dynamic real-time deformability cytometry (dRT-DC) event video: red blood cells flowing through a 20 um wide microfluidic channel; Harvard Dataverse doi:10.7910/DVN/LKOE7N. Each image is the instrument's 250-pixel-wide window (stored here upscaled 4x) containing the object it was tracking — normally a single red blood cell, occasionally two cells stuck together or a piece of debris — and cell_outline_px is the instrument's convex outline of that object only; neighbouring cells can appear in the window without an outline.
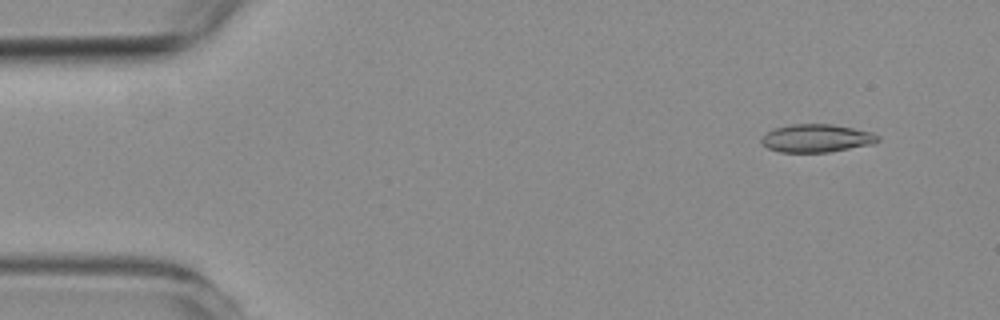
{"species": "common noctule bat (a hibernating species)", "species_latin": "Nyctalus noctula", "temperature_condition": "room temperature", "stored_images_in_passage": 5, "camera_frame_rate_fps": 3000, "um_per_image_px": 0.085, "animal": {"sex": "female", "body_mass_g": 19.3, "forearm_length_mm": 54.1}, "frame": {"image": 1, "passage_image": 1, "time_ms": 0.0, "image_size_px": [1000, 320], "cell_outline_px": [[880, 140], [872, 144], [828, 152], [780, 152], [768, 148], [760, 140], [768, 132], [776, 128], [792, 124], [832, 124], [872, 132], [880, 136]], "centroid_in_image_um": [69.44, 11.75], "position_along_channel_um": 15.6, "area_um2": 18.79}}
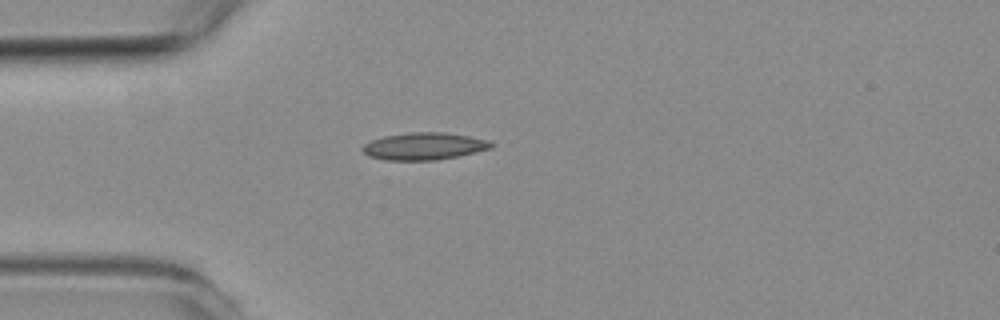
{"frame": {"image": 2, "passage_image": 4, "time_ms": 3.333, "image_size_px": [1000, 320], "cell_outline_px": [[492, 148], [460, 156], [436, 160], [388, 160], [368, 156], [360, 148], [364, 144], [372, 140], [384, 136], [408, 132], [444, 132], [492, 140]], "centroid_in_image_um": [36.06, 12.42], "position_along_channel_um": 48.9, "area_um2": 20.52}}